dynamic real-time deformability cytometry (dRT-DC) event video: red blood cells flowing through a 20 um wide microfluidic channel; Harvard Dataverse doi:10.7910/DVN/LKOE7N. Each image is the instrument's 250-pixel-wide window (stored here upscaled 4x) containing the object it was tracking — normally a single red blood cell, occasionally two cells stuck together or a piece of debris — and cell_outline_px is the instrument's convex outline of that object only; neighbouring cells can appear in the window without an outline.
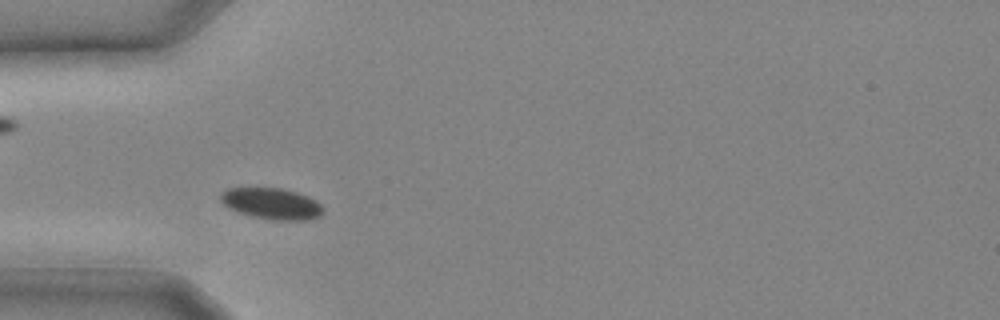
{"species": "common noctule bat (a hibernating species)", "species_latin": "Nyctalus noctula", "temperature_condition": "cold", "stored_images_in_passage": 11, "camera_frame_rate_fps": 3000, "um_per_image_px": 0.085, "animal": {"sex": "male", "body_mass_g": 20.4}, "frame": {"image": 1, "passage_image": 4, "time_ms": 1.0, "image_size_px": [1000, 320], "cell_outline_px": [[324, 212], [320, 216], [308, 220], [272, 220], [252, 216], [236, 212], [228, 208], [220, 200], [220, 192], [228, 188], [280, 188], [296, 192], [308, 196], [316, 200], [324, 208]], "centroid_in_image_um": [23.09, 17.31], "position_along_channel_um": 61.9, "area_um2": 18.84}}
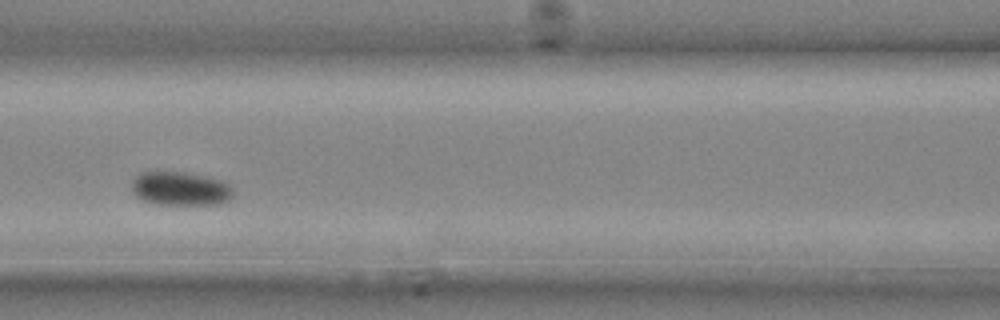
{"frame": {"image": 2, "passage_image": 8, "time_ms": 2.333, "image_size_px": [1000, 320], "cell_outline_px": [[232, 196], [228, 200], [220, 204], [156, 204], [144, 200], [136, 196], [132, 192], [132, 180], [140, 172], [184, 172], [208, 176], [232, 184]], "centroid_in_image_um": [15.34, 16.02], "position_along_channel_um": 151.3, "area_um2": 20.06}}
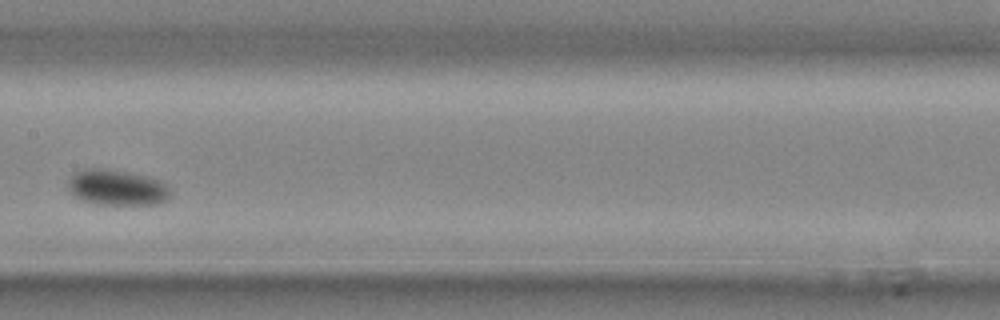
{"frame": {"image": 3, "passage_image": 10, "time_ms": 3.0, "image_size_px": [1000, 320], "cell_outline_px": [[168, 200], [160, 204], [96, 204], [84, 200], [68, 192], [68, 180], [76, 172], [84, 168], [100, 168], [124, 172], [160, 180], [168, 188]], "centroid_in_image_um": [9.9, 15.95], "position_along_channel_um": 197.5, "area_um2": 20.87}}